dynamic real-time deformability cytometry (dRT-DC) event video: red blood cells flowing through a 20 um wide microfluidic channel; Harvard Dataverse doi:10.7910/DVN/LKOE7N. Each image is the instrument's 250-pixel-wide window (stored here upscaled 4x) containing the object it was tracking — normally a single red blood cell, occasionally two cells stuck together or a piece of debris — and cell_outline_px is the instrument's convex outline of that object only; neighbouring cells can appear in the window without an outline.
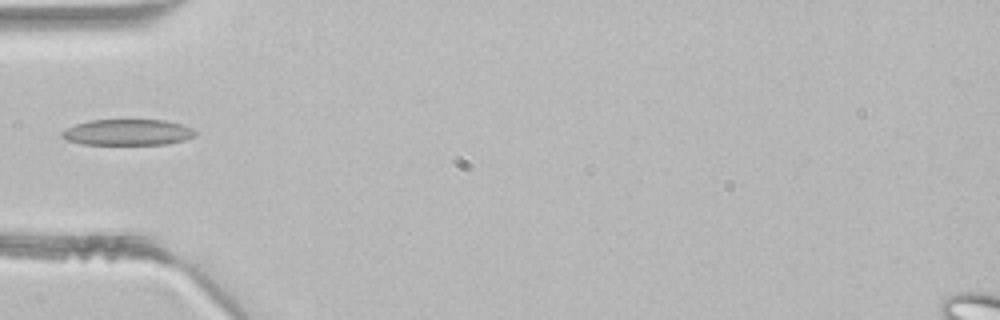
{"species": "common noctule bat (a hibernating species)", "species_latin": "Nyctalus noctula", "temperature_condition": "room temperature", "stored_images_in_passage": 3, "camera_frame_rate_fps": 3000, "um_per_image_px": 0.085, "animal": {"sex": "male", "body_mass_g": 21.5, "forearm_length_mm": 52.0}, "frame": {"image": 1, "passage_image": 3, "time_ms": 0.667, "image_size_px": [1000, 320], "cell_outline_px": [[200, 132], [196, 136], [184, 140], [168, 144], [80, 144], [68, 140], [60, 136], [60, 132], [64, 128], [88, 120], [164, 120], [180, 124], [192, 128]], "centroid_in_image_um": [10.85, 11.24], "position_along_channel_um": 74.1, "area_um2": 20.4}}